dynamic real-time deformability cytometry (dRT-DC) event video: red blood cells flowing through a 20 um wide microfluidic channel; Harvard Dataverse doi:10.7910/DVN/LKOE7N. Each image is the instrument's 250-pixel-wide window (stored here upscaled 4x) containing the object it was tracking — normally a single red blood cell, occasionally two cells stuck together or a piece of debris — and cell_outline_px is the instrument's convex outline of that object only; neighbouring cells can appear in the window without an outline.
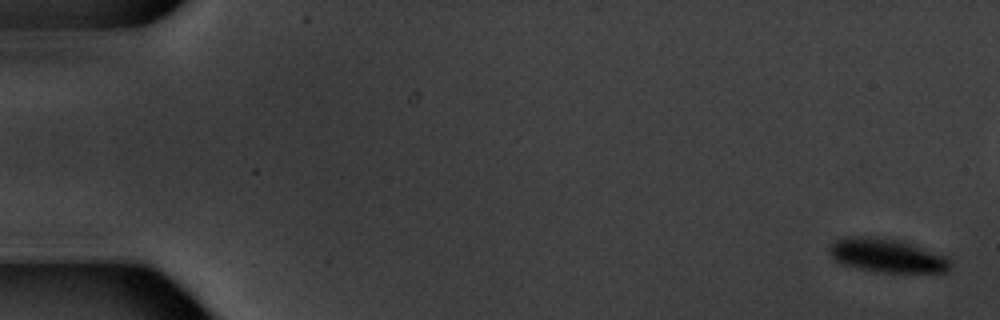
{"species": "common noctule bat (a hibernating species)", "species_latin": "Nyctalus noctula", "temperature_condition": "warm", "stored_images_in_passage": 5, "camera_frame_rate_fps": 3000, "um_per_image_px": 0.085, "animal": {"sex": "male", "body_mass_g": 20.1, "forearm_length_mm": 53.5}, "frame": {"image": 1, "passage_image": 1, "time_ms": 0.0, "image_size_px": [1000, 320], "cell_outline_px": [[948, 272], [876, 272], [840, 264], [828, 252], [828, 248], [836, 240], [844, 236], [868, 236], [896, 240], [912, 244], [944, 256], [948, 260]], "centroid_in_image_um": [75.3, 21.72], "position_along_channel_um": 9.7, "area_um2": 23.41}}